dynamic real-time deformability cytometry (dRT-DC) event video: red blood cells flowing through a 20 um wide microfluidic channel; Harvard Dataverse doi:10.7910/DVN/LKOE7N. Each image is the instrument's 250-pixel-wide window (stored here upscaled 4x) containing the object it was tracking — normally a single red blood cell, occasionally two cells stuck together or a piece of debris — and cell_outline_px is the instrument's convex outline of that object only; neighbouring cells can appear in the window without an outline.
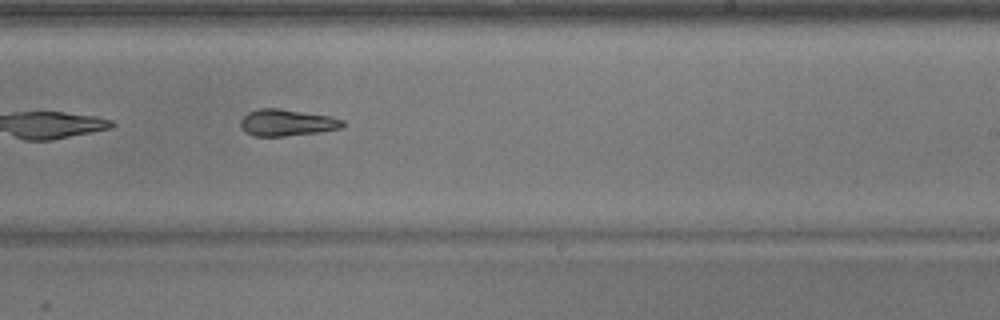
{"species": "common noctule bat (a hibernating species)", "species_latin": "Nyctalus noctula", "temperature_condition": "warm", "stored_images_in_passage": 39, "camera_frame_rate_fps": 3000, "um_per_image_px": 0.085, "animal": {"sex": "male", "body_mass_g": 17.9}, "frame": {"image": 1, "passage_image": 17, "time_ms": 5.333, "image_size_px": [1000, 320], "cell_outline_px": [[344, 128], [320, 132], [284, 136], [256, 136], [248, 132], [240, 124], [240, 120], [248, 112], [256, 108], [280, 108], [332, 116], [344, 120]], "centroid_in_image_um": [24.44, 10.41], "position_along_channel_um": 264.6, "area_um2": 15.95}, "authors_computed_cell_mechanics": {"area_um2": 16.473, "velocity_mm_per_s": 3.8124, "shape_relaxation_time_tau1_ms": 6.2909, "shape_relaxation_time_tau2_ms": 4.3097, "deformation_change_tau1": 0.2327, "deformation_change_tau2": 0.1529}}